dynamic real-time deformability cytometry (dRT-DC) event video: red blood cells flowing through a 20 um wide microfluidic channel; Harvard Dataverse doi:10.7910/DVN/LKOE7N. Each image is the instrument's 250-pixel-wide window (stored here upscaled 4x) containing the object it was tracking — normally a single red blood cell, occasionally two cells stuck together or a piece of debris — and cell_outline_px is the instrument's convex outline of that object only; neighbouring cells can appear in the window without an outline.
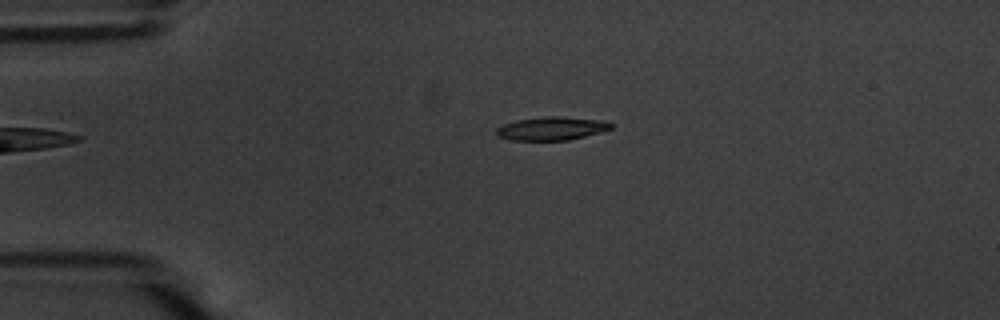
{"species": "common noctule bat (a hibernating species)", "species_latin": "Nyctalus noctula", "temperature_condition": "warm", "stored_images_in_passage": 55, "camera_frame_rate_fps": 3000, "um_per_image_px": 0.085, "animal": {"sex": "male", "body_mass_g": 20.1, "forearm_length_mm": 53.5}, "frame": {"image": 1, "passage_image": 12, "time_ms": 3.667, "image_size_px": [1000, 320], "cell_outline_px": [[612, 128], [600, 132], [568, 140], [512, 140], [496, 136], [496, 128], [504, 124], [516, 120], [544, 116], [564, 116], [608, 120], [612, 124]], "centroid_in_image_um": [46.9, 10.9], "position_along_channel_um": 38.1, "area_um2": 15.78}}
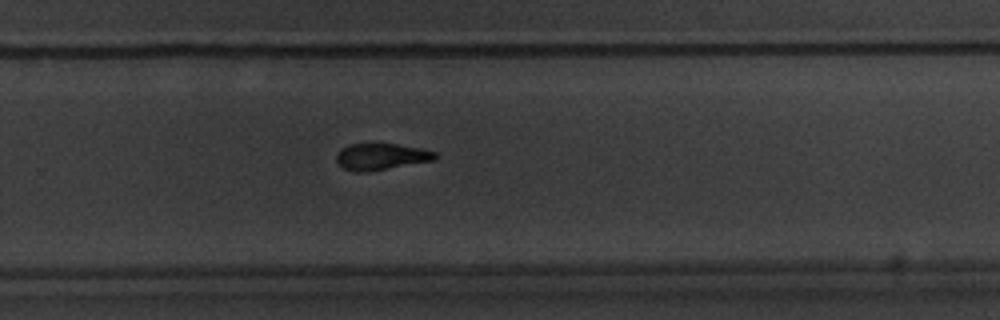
{"frame": {"image": 2, "passage_image": 36, "time_ms": 11.667, "image_size_px": [1000, 320], "cell_outline_px": [[440, 156], [436, 160], [368, 172], [356, 172], [344, 168], [336, 160], [336, 152], [340, 148], [348, 144], [396, 144], [420, 148], [436, 152]], "centroid_in_image_um": [32.41, 13.31], "position_along_channel_um": 297.4, "area_um2": 15.43}}
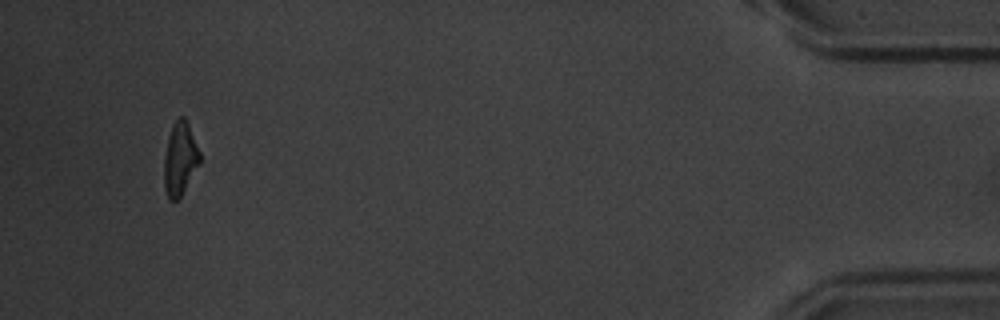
{"frame": {"image": 3, "passage_image": 52, "time_ms": 17.0, "image_size_px": [1000, 320], "cell_outline_px": [[200, 164], [180, 196], [176, 200], [168, 200], [164, 188], [164, 156], [168, 136], [172, 124], [180, 116], [184, 116], [188, 124], [200, 152]], "centroid_in_image_um": [15.29, 13.49], "position_along_channel_um": 419.9, "area_um2": 15.2}, "authors_computed_cell_mechanics": {"area_um2": 15.895, "velocity_mm_per_s": 3.6597, "shape_relaxation_time_tau1_ms": 3.2171, "shape_relaxation_time_tau2_ms": 4.6803, "deformation_change_tau1": 0.1767, "deformation_change_tau2": 0.1167}}